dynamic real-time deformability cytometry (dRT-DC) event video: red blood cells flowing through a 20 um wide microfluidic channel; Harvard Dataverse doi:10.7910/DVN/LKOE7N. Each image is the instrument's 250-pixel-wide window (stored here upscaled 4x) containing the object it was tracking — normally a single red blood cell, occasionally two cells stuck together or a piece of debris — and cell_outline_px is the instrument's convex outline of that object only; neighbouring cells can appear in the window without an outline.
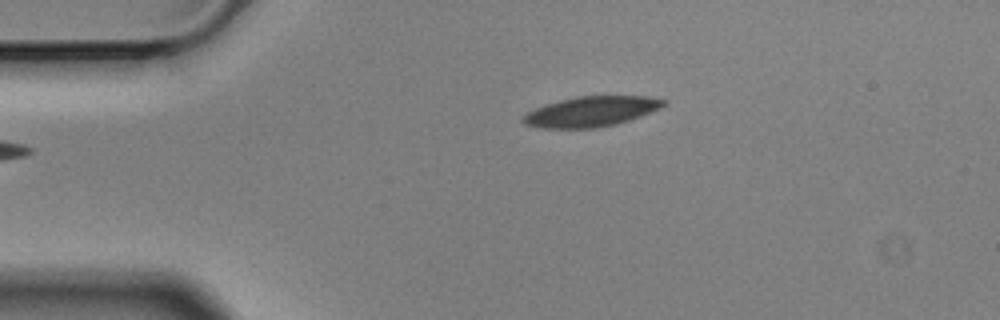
{"species": "Egyptian fruit bat (a non-hibernating species)", "species_latin": "Rousettus aegyptiacus", "temperature_condition": "cold", "stored_images_in_passage": 3, "camera_frame_rate_fps": 3000, "um_per_image_px": 0.085, "animal": {"sex": "male"}, "frame": {"image": 1, "passage_image": 3, "time_ms": 0.667, "image_size_px": [1000, 320], "cell_outline_px": [[668, 100], [660, 108], [640, 116], [616, 124], [596, 128], [544, 128], [524, 124], [520, 120], [520, 116], [544, 104], [576, 96], [648, 96]], "centroid_in_image_um": [50.21, 9.48], "position_along_channel_um": 34.8, "area_um2": 24.74}}